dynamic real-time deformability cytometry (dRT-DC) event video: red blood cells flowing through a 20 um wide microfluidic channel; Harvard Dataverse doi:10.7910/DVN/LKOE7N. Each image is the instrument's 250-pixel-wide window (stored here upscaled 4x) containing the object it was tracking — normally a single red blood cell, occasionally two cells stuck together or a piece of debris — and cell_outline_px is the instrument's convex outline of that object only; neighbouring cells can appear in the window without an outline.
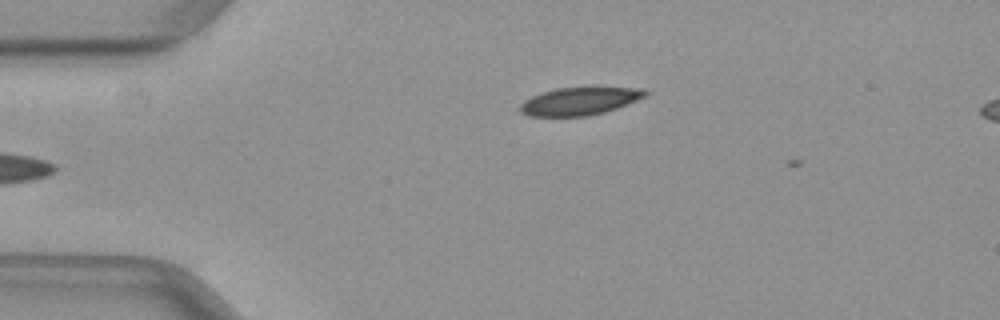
{"species": "common noctule bat (a hibernating species)", "species_latin": "Nyctalus noctula", "temperature_condition": "warm", "stored_images_in_passage": 3, "camera_frame_rate_fps": 3000, "um_per_image_px": 0.085, "animal": {"sex": "female", "body_mass_g": 29.2, "forearm_length_mm": 56.3}, "frame": {"image": 1, "passage_image": 2, "time_ms": 0.333, "image_size_px": [1000, 320], "cell_outline_px": [[648, 92], [644, 96], [636, 100], [616, 108], [604, 112], [588, 116], [528, 116], [520, 112], [520, 104], [524, 100], [532, 96], [556, 88], [588, 84], [596, 84], [640, 88]], "centroid_in_image_um": [49.29, 8.53], "position_along_channel_um": 35.7, "area_um2": 21.15}}